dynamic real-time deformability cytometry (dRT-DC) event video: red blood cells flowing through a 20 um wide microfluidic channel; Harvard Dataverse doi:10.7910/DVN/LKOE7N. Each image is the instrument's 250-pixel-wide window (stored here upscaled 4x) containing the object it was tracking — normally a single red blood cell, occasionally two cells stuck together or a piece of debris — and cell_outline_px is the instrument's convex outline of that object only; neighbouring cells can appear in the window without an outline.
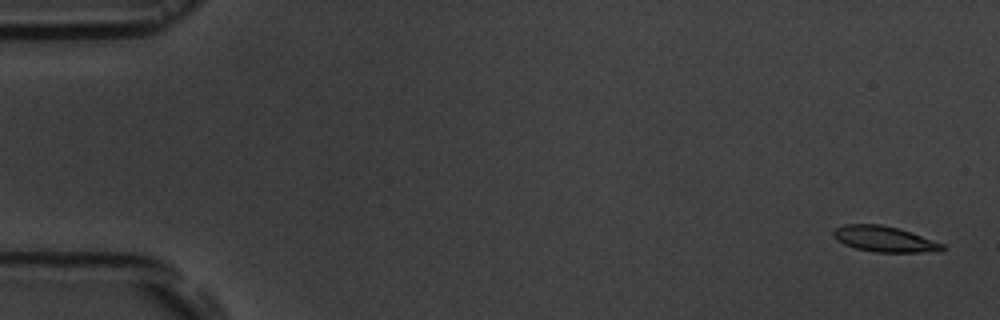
{"species": "common noctule bat (a hibernating species)", "species_latin": "Nyctalus noctula", "temperature_condition": "room temperature", "stored_images_in_passage": 5, "camera_frame_rate_fps": 3000, "um_per_image_px": 0.085, "animal": {"sex": "male", "body_mass_g": 19.5, "forearm_length_mm": 54.6}, "frame": {"image": 1, "passage_image": 1, "time_ms": 0.0, "image_size_px": [1000, 320], "cell_outline_px": [[944, 248], [916, 252], [876, 252], [856, 248], [844, 244], [836, 240], [832, 236], [832, 232], [836, 228], [844, 224], [880, 224], [896, 228], [944, 244]], "centroid_in_image_um": [75.04, 20.3], "position_along_channel_um": 10.0, "area_um2": 15.78}}
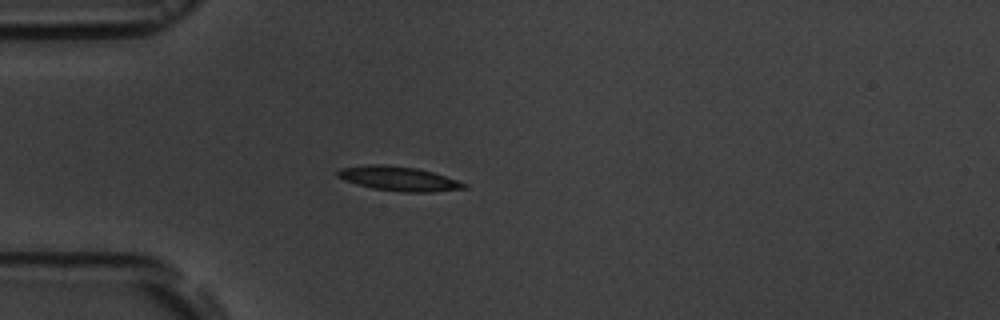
{"frame": {"image": 2, "passage_image": 5, "time_ms": 4.667, "image_size_px": [1000, 320], "cell_outline_px": [[468, 188], [432, 192], [404, 192], [372, 188], [356, 184], [344, 180], [336, 176], [336, 172], [340, 168], [372, 164], [384, 164], [416, 168], [432, 172], [468, 184]], "centroid_in_image_um": [33.87, 15.19], "position_along_channel_um": 51.1, "area_um2": 17.92}}